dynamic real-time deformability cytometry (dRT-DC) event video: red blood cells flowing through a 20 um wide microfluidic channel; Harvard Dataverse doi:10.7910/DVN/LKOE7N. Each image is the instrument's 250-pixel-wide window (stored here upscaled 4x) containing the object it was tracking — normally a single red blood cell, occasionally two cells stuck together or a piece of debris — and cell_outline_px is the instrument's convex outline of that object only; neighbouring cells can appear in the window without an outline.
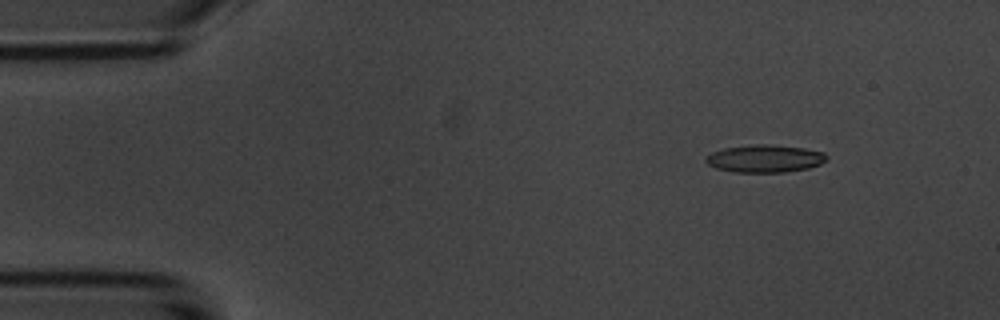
{"species": "common noctule bat (a hibernating species)", "species_latin": "Nyctalus noctula", "temperature_condition": "room temperature", "stored_images_in_passage": 7, "camera_frame_rate_fps": 3000, "um_per_image_px": 0.085, "animal": {"sex": "male", "body_mass_g": 20.1, "forearm_length_mm": 53.5}, "frame": {"image": 1, "passage_image": 1, "time_ms": 0.0, "image_size_px": [1000, 320], "cell_outline_px": [[828, 160], [820, 164], [808, 168], [784, 172], [732, 172], [716, 168], [708, 164], [704, 160], [712, 152], [724, 148], [756, 144], [768, 144], [804, 148], [824, 152], [828, 156]], "centroid_in_image_um": [65.03, 13.48], "position_along_channel_um": 20.0, "area_um2": 19.42}}
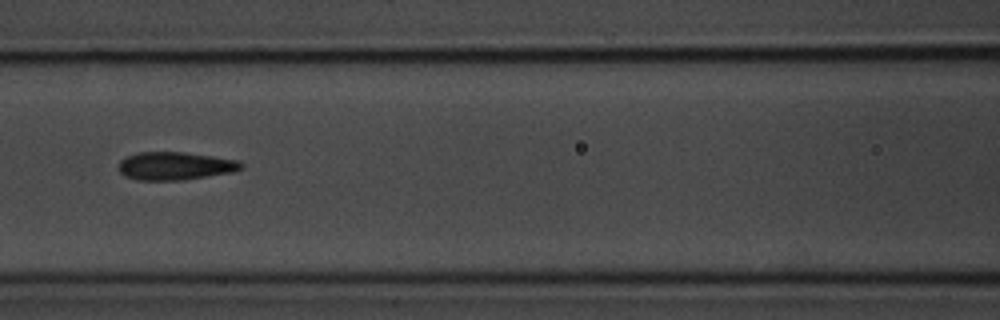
{"frame": {"image": 2, "passage_image": 6, "time_ms": 5.667, "image_size_px": [1000, 320], "cell_outline_px": [[244, 168], [232, 172], [208, 176], [180, 180], [140, 180], [124, 176], [120, 172], [120, 160], [136, 152], [184, 152], [240, 160], [244, 164]], "centroid_in_image_um": [14.92, 14.1], "position_along_channel_um": 151.7, "area_um2": 20.0}}
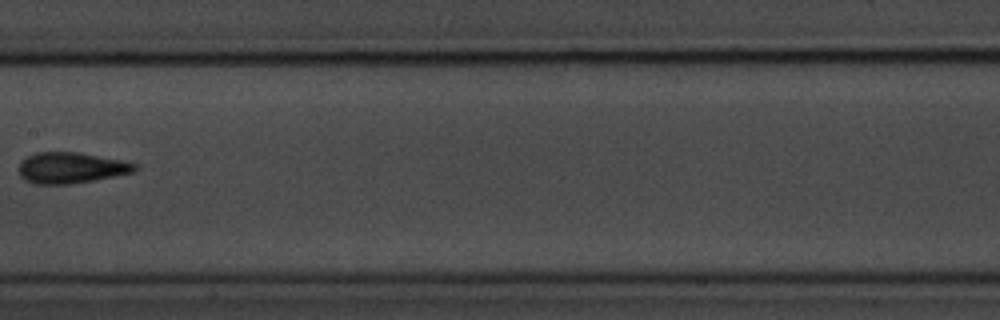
{"frame": {"image": 3, "passage_image": 7, "time_ms": 7.0, "image_size_px": [1000, 320], "cell_outline_px": [[136, 168], [132, 172], [92, 180], [68, 184], [36, 184], [24, 180], [20, 176], [20, 160], [36, 152], [80, 152], [124, 160], [136, 164]], "centroid_in_image_um": [6.0, 14.25], "position_along_channel_um": 201.4, "area_um2": 20.81}}